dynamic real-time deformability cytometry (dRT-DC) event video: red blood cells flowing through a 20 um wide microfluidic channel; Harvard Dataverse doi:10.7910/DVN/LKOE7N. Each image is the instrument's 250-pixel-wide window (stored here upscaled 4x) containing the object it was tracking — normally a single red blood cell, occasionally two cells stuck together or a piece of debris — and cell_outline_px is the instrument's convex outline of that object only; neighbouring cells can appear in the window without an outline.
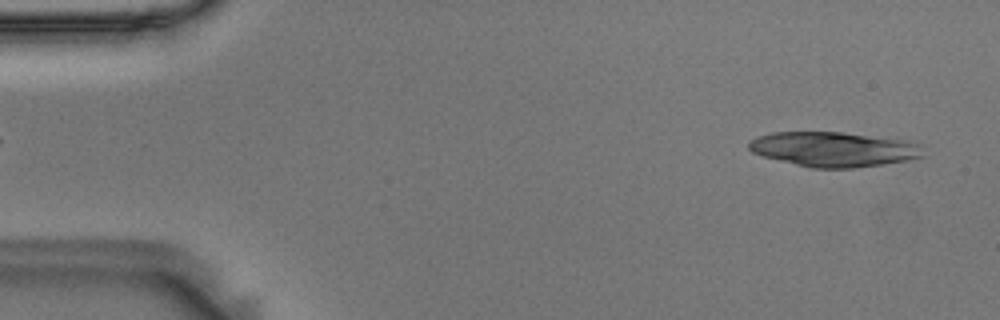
{"species": "Egyptian fruit bat (a non-hibernating species)", "species_latin": "Rousettus aegyptiacus", "temperature_condition": "room temperature", "stored_images_in_passage": 22, "camera_frame_rate_fps": 3000, "um_per_image_px": 0.085, "animal": {"sex": "male"}, "frame": {"image": 1, "passage_image": 2, "time_ms": 0.333, "image_size_px": [1000, 320], "cell_outline_px": [[924, 156], [908, 160], [852, 168], [812, 168], [764, 156], [752, 152], [748, 148], [748, 144], [756, 136], [772, 132], [844, 132], [900, 140], [916, 144]], "centroid_in_image_um": [70.79, 12.68], "position_along_channel_um": 14.2, "area_um2": 34.68}}